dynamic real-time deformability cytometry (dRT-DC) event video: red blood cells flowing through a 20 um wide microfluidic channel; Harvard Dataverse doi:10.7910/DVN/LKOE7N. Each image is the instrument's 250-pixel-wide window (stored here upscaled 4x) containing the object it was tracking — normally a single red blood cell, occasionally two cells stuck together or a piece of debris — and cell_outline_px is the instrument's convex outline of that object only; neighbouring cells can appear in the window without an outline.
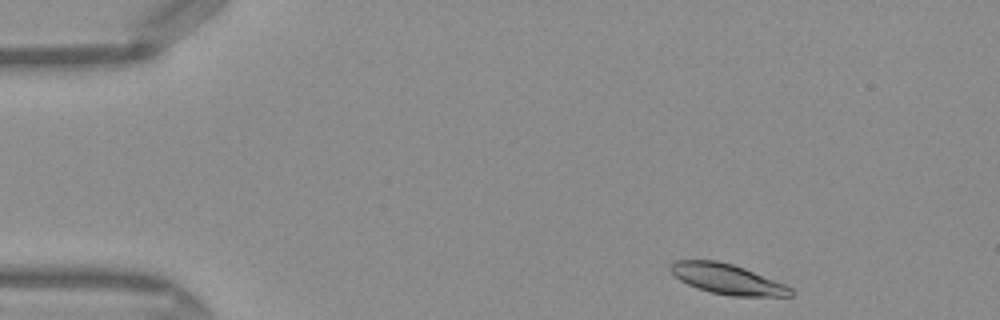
{"species": "Egyptian fruit bat (a non-hibernating species)", "species_latin": "Rousettus aegyptiacus", "temperature_condition": "warm", "stored_images_in_passage": 45, "camera_frame_rate_fps": 3000, "um_per_image_px": 0.085, "frame": {"image": 1, "passage_image": 2, "time_ms": 0.333, "image_size_px": [1000, 320], "cell_outline_px": [[792, 296], [732, 296], [712, 292], [696, 288], [680, 280], [668, 268], [668, 264], [676, 260], [716, 260], [732, 264], [744, 268], [784, 284], [792, 288]], "centroid_in_image_um": [61.78, 23.71], "position_along_channel_um": 23.2, "area_um2": 20.98}}
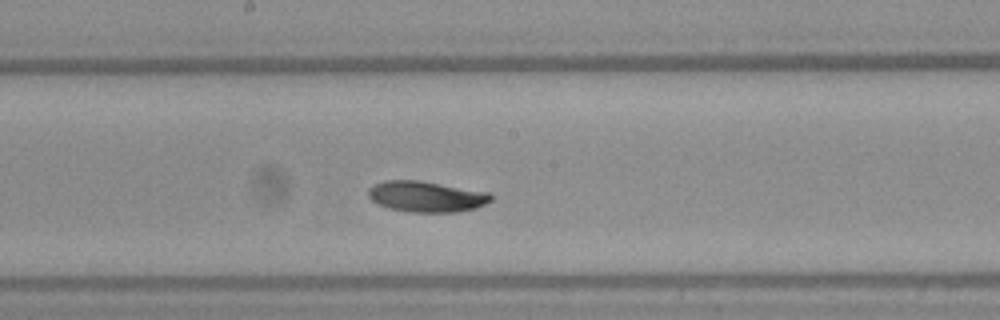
{"frame": {"image": 2, "passage_image": 22, "time_ms": 7.0, "image_size_px": [1000, 320], "cell_outline_px": [[492, 200], [476, 208], [456, 212], [408, 212], [388, 208], [372, 200], [368, 196], [368, 188], [384, 180], [420, 180], [488, 192], [492, 196]], "centroid_in_image_um": [36.23, 16.7], "position_along_channel_um": 212.0, "area_um2": 22.02}}
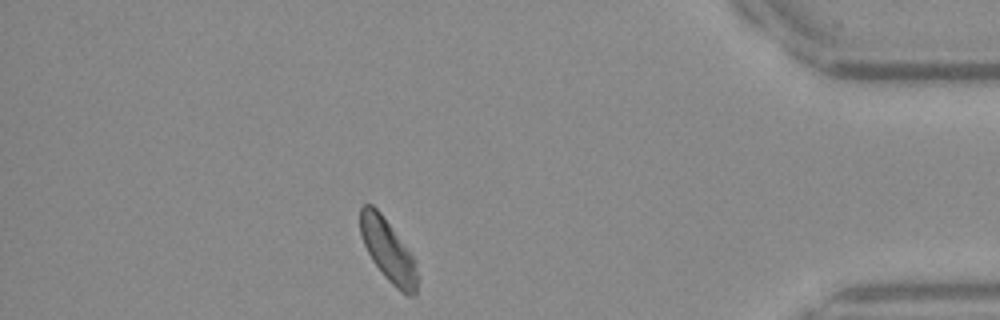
{"frame": {"image": 3, "passage_image": 39, "time_ms": 12.667, "image_size_px": [1000, 320], "cell_outline_px": [[416, 296], [408, 296], [400, 292], [384, 276], [372, 260], [364, 244], [360, 232], [360, 204], [372, 204], [380, 212], [412, 256], [416, 268]], "centroid_in_image_um": [32.95, 21.29], "position_along_channel_um": 402.3, "area_um2": 20.23}, "authors_computed_cell_mechanics": {"area_um2": 21.7906, "velocity_mm_per_s": 4.091, "shape_relaxation_time_tau1_ms": 3.4076, "shape_relaxation_time_tau2_ms": null, "deformation_change_tau1": 0.1172, "deformation_change_tau2": null}}